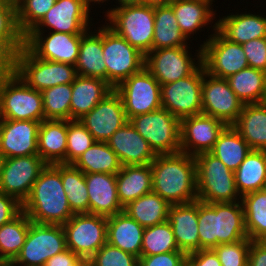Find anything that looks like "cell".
I'll return each instance as SVG.
<instances>
[{
  "label": "cell",
  "mask_w": 266,
  "mask_h": 266,
  "mask_svg": "<svg viewBox=\"0 0 266 266\" xmlns=\"http://www.w3.org/2000/svg\"><path fill=\"white\" fill-rule=\"evenodd\" d=\"M151 165L152 192L170 205L198 200L196 161L183 152L159 154Z\"/></svg>",
  "instance_id": "obj_1"
},
{
  "label": "cell",
  "mask_w": 266,
  "mask_h": 266,
  "mask_svg": "<svg viewBox=\"0 0 266 266\" xmlns=\"http://www.w3.org/2000/svg\"><path fill=\"white\" fill-rule=\"evenodd\" d=\"M22 211L32 222L63 225L73 215L62 186L60 164H47L33 184Z\"/></svg>",
  "instance_id": "obj_2"
},
{
  "label": "cell",
  "mask_w": 266,
  "mask_h": 266,
  "mask_svg": "<svg viewBox=\"0 0 266 266\" xmlns=\"http://www.w3.org/2000/svg\"><path fill=\"white\" fill-rule=\"evenodd\" d=\"M198 234L200 250L249 239L242 202L205 203L198 200Z\"/></svg>",
  "instance_id": "obj_3"
},
{
  "label": "cell",
  "mask_w": 266,
  "mask_h": 266,
  "mask_svg": "<svg viewBox=\"0 0 266 266\" xmlns=\"http://www.w3.org/2000/svg\"><path fill=\"white\" fill-rule=\"evenodd\" d=\"M0 119L45 120L41 92L30 88L14 71L0 74Z\"/></svg>",
  "instance_id": "obj_4"
},
{
  "label": "cell",
  "mask_w": 266,
  "mask_h": 266,
  "mask_svg": "<svg viewBox=\"0 0 266 266\" xmlns=\"http://www.w3.org/2000/svg\"><path fill=\"white\" fill-rule=\"evenodd\" d=\"M194 158L199 201L205 203L241 201L233 171L211 152L197 154Z\"/></svg>",
  "instance_id": "obj_5"
},
{
  "label": "cell",
  "mask_w": 266,
  "mask_h": 266,
  "mask_svg": "<svg viewBox=\"0 0 266 266\" xmlns=\"http://www.w3.org/2000/svg\"><path fill=\"white\" fill-rule=\"evenodd\" d=\"M105 22L118 35L145 56L152 51L154 7L144 4L106 10Z\"/></svg>",
  "instance_id": "obj_6"
},
{
  "label": "cell",
  "mask_w": 266,
  "mask_h": 266,
  "mask_svg": "<svg viewBox=\"0 0 266 266\" xmlns=\"http://www.w3.org/2000/svg\"><path fill=\"white\" fill-rule=\"evenodd\" d=\"M14 72L30 87L42 92L61 84L74 82L75 65L42 60L26 46L15 54Z\"/></svg>",
  "instance_id": "obj_7"
},
{
  "label": "cell",
  "mask_w": 266,
  "mask_h": 266,
  "mask_svg": "<svg viewBox=\"0 0 266 266\" xmlns=\"http://www.w3.org/2000/svg\"><path fill=\"white\" fill-rule=\"evenodd\" d=\"M129 122L157 155L181 152L180 120L164 108L136 115Z\"/></svg>",
  "instance_id": "obj_8"
},
{
  "label": "cell",
  "mask_w": 266,
  "mask_h": 266,
  "mask_svg": "<svg viewBox=\"0 0 266 266\" xmlns=\"http://www.w3.org/2000/svg\"><path fill=\"white\" fill-rule=\"evenodd\" d=\"M67 249L62 225L40 224L30 220L28 233L13 266H44L54 255Z\"/></svg>",
  "instance_id": "obj_9"
},
{
  "label": "cell",
  "mask_w": 266,
  "mask_h": 266,
  "mask_svg": "<svg viewBox=\"0 0 266 266\" xmlns=\"http://www.w3.org/2000/svg\"><path fill=\"white\" fill-rule=\"evenodd\" d=\"M102 26L107 82L115 89L122 81L145 67V55L108 25Z\"/></svg>",
  "instance_id": "obj_10"
},
{
  "label": "cell",
  "mask_w": 266,
  "mask_h": 266,
  "mask_svg": "<svg viewBox=\"0 0 266 266\" xmlns=\"http://www.w3.org/2000/svg\"><path fill=\"white\" fill-rule=\"evenodd\" d=\"M213 33L203 41L202 64L207 73L218 78H228L249 67L241 44L226 39L218 30L217 22L212 26Z\"/></svg>",
  "instance_id": "obj_11"
},
{
  "label": "cell",
  "mask_w": 266,
  "mask_h": 266,
  "mask_svg": "<svg viewBox=\"0 0 266 266\" xmlns=\"http://www.w3.org/2000/svg\"><path fill=\"white\" fill-rule=\"evenodd\" d=\"M189 50L190 46L152 50L145 56V68L160 85L187 77L202 65V47L196 50L194 59Z\"/></svg>",
  "instance_id": "obj_12"
},
{
  "label": "cell",
  "mask_w": 266,
  "mask_h": 266,
  "mask_svg": "<svg viewBox=\"0 0 266 266\" xmlns=\"http://www.w3.org/2000/svg\"><path fill=\"white\" fill-rule=\"evenodd\" d=\"M62 226L67 248L87 261L107 243L105 216L90 213L74 214Z\"/></svg>",
  "instance_id": "obj_13"
},
{
  "label": "cell",
  "mask_w": 266,
  "mask_h": 266,
  "mask_svg": "<svg viewBox=\"0 0 266 266\" xmlns=\"http://www.w3.org/2000/svg\"><path fill=\"white\" fill-rule=\"evenodd\" d=\"M115 90L122 98L128 120L162 107L161 85L145 67L122 81Z\"/></svg>",
  "instance_id": "obj_14"
},
{
  "label": "cell",
  "mask_w": 266,
  "mask_h": 266,
  "mask_svg": "<svg viewBox=\"0 0 266 266\" xmlns=\"http://www.w3.org/2000/svg\"><path fill=\"white\" fill-rule=\"evenodd\" d=\"M203 64L191 75L161 85L162 108L179 120L202 114Z\"/></svg>",
  "instance_id": "obj_15"
},
{
  "label": "cell",
  "mask_w": 266,
  "mask_h": 266,
  "mask_svg": "<svg viewBox=\"0 0 266 266\" xmlns=\"http://www.w3.org/2000/svg\"><path fill=\"white\" fill-rule=\"evenodd\" d=\"M244 103L236 96L225 78L206 72L203 65L202 114L219 119L232 126L242 111Z\"/></svg>",
  "instance_id": "obj_16"
},
{
  "label": "cell",
  "mask_w": 266,
  "mask_h": 266,
  "mask_svg": "<svg viewBox=\"0 0 266 266\" xmlns=\"http://www.w3.org/2000/svg\"><path fill=\"white\" fill-rule=\"evenodd\" d=\"M46 166L39 155L6 158L0 174V192L15 197L23 204Z\"/></svg>",
  "instance_id": "obj_17"
},
{
  "label": "cell",
  "mask_w": 266,
  "mask_h": 266,
  "mask_svg": "<svg viewBox=\"0 0 266 266\" xmlns=\"http://www.w3.org/2000/svg\"><path fill=\"white\" fill-rule=\"evenodd\" d=\"M78 121L92 134L96 142H107L129 120L120 94L113 89Z\"/></svg>",
  "instance_id": "obj_18"
},
{
  "label": "cell",
  "mask_w": 266,
  "mask_h": 266,
  "mask_svg": "<svg viewBox=\"0 0 266 266\" xmlns=\"http://www.w3.org/2000/svg\"><path fill=\"white\" fill-rule=\"evenodd\" d=\"M48 33L46 36L44 32L27 33L25 35V46L42 60L75 65L83 34L50 31Z\"/></svg>",
  "instance_id": "obj_19"
},
{
  "label": "cell",
  "mask_w": 266,
  "mask_h": 266,
  "mask_svg": "<svg viewBox=\"0 0 266 266\" xmlns=\"http://www.w3.org/2000/svg\"><path fill=\"white\" fill-rule=\"evenodd\" d=\"M90 12L85 7L84 0H56L30 32L45 33L44 27H46L48 31L52 32L84 34L92 26Z\"/></svg>",
  "instance_id": "obj_20"
},
{
  "label": "cell",
  "mask_w": 266,
  "mask_h": 266,
  "mask_svg": "<svg viewBox=\"0 0 266 266\" xmlns=\"http://www.w3.org/2000/svg\"><path fill=\"white\" fill-rule=\"evenodd\" d=\"M226 127L227 125L219 119L204 114L181 119V152L191 156L210 152Z\"/></svg>",
  "instance_id": "obj_21"
},
{
  "label": "cell",
  "mask_w": 266,
  "mask_h": 266,
  "mask_svg": "<svg viewBox=\"0 0 266 266\" xmlns=\"http://www.w3.org/2000/svg\"><path fill=\"white\" fill-rule=\"evenodd\" d=\"M40 123L0 119V152L6 158L38 155Z\"/></svg>",
  "instance_id": "obj_22"
},
{
  "label": "cell",
  "mask_w": 266,
  "mask_h": 266,
  "mask_svg": "<svg viewBox=\"0 0 266 266\" xmlns=\"http://www.w3.org/2000/svg\"><path fill=\"white\" fill-rule=\"evenodd\" d=\"M107 144L117 155L122 166L148 165L157 156L129 121L109 138Z\"/></svg>",
  "instance_id": "obj_23"
},
{
  "label": "cell",
  "mask_w": 266,
  "mask_h": 266,
  "mask_svg": "<svg viewBox=\"0 0 266 266\" xmlns=\"http://www.w3.org/2000/svg\"><path fill=\"white\" fill-rule=\"evenodd\" d=\"M24 46L15 0H0V74L14 71L15 54Z\"/></svg>",
  "instance_id": "obj_24"
},
{
  "label": "cell",
  "mask_w": 266,
  "mask_h": 266,
  "mask_svg": "<svg viewBox=\"0 0 266 266\" xmlns=\"http://www.w3.org/2000/svg\"><path fill=\"white\" fill-rule=\"evenodd\" d=\"M85 182L89 196V213L109 217L123 212L116 187V175L86 173Z\"/></svg>",
  "instance_id": "obj_25"
},
{
  "label": "cell",
  "mask_w": 266,
  "mask_h": 266,
  "mask_svg": "<svg viewBox=\"0 0 266 266\" xmlns=\"http://www.w3.org/2000/svg\"><path fill=\"white\" fill-rule=\"evenodd\" d=\"M180 251L186 255L200 250L198 200L169 207L168 219Z\"/></svg>",
  "instance_id": "obj_26"
},
{
  "label": "cell",
  "mask_w": 266,
  "mask_h": 266,
  "mask_svg": "<svg viewBox=\"0 0 266 266\" xmlns=\"http://www.w3.org/2000/svg\"><path fill=\"white\" fill-rule=\"evenodd\" d=\"M113 89L105 80L77 74L72 83L70 120L81 119Z\"/></svg>",
  "instance_id": "obj_27"
},
{
  "label": "cell",
  "mask_w": 266,
  "mask_h": 266,
  "mask_svg": "<svg viewBox=\"0 0 266 266\" xmlns=\"http://www.w3.org/2000/svg\"><path fill=\"white\" fill-rule=\"evenodd\" d=\"M231 14V15H230ZM217 20V30L228 40L243 44L253 39L266 37V16L239 12Z\"/></svg>",
  "instance_id": "obj_28"
},
{
  "label": "cell",
  "mask_w": 266,
  "mask_h": 266,
  "mask_svg": "<svg viewBox=\"0 0 266 266\" xmlns=\"http://www.w3.org/2000/svg\"><path fill=\"white\" fill-rule=\"evenodd\" d=\"M94 31L88 29L81 36L79 55L75 64L76 73L107 82V70L103 58V27H98Z\"/></svg>",
  "instance_id": "obj_29"
},
{
  "label": "cell",
  "mask_w": 266,
  "mask_h": 266,
  "mask_svg": "<svg viewBox=\"0 0 266 266\" xmlns=\"http://www.w3.org/2000/svg\"><path fill=\"white\" fill-rule=\"evenodd\" d=\"M144 229L124 211L109 216L107 217V243L139 258Z\"/></svg>",
  "instance_id": "obj_30"
},
{
  "label": "cell",
  "mask_w": 266,
  "mask_h": 266,
  "mask_svg": "<svg viewBox=\"0 0 266 266\" xmlns=\"http://www.w3.org/2000/svg\"><path fill=\"white\" fill-rule=\"evenodd\" d=\"M67 120H43L38 130V155L47 164H66Z\"/></svg>",
  "instance_id": "obj_31"
},
{
  "label": "cell",
  "mask_w": 266,
  "mask_h": 266,
  "mask_svg": "<svg viewBox=\"0 0 266 266\" xmlns=\"http://www.w3.org/2000/svg\"><path fill=\"white\" fill-rule=\"evenodd\" d=\"M214 0H173L170 5L178 22L181 32L189 40L190 35L202 30L201 28L213 23L215 19ZM211 7V8H210ZM210 22V23H209Z\"/></svg>",
  "instance_id": "obj_32"
},
{
  "label": "cell",
  "mask_w": 266,
  "mask_h": 266,
  "mask_svg": "<svg viewBox=\"0 0 266 266\" xmlns=\"http://www.w3.org/2000/svg\"><path fill=\"white\" fill-rule=\"evenodd\" d=\"M232 126L251 150L266 151V102L244 104Z\"/></svg>",
  "instance_id": "obj_33"
},
{
  "label": "cell",
  "mask_w": 266,
  "mask_h": 266,
  "mask_svg": "<svg viewBox=\"0 0 266 266\" xmlns=\"http://www.w3.org/2000/svg\"><path fill=\"white\" fill-rule=\"evenodd\" d=\"M116 187L119 201L123 207L152 192L151 165L122 166L116 174Z\"/></svg>",
  "instance_id": "obj_34"
},
{
  "label": "cell",
  "mask_w": 266,
  "mask_h": 266,
  "mask_svg": "<svg viewBox=\"0 0 266 266\" xmlns=\"http://www.w3.org/2000/svg\"><path fill=\"white\" fill-rule=\"evenodd\" d=\"M187 41L180 30L172 6H155L152 50L188 46L190 44Z\"/></svg>",
  "instance_id": "obj_35"
},
{
  "label": "cell",
  "mask_w": 266,
  "mask_h": 266,
  "mask_svg": "<svg viewBox=\"0 0 266 266\" xmlns=\"http://www.w3.org/2000/svg\"><path fill=\"white\" fill-rule=\"evenodd\" d=\"M170 206L160 195L150 192L129 202L123 211L146 228L167 221Z\"/></svg>",
  "instance_id": "obj_36"
},
{
  "label": "cell",
  "mask_w": 266,
  "mask_h": 266,
  "mask_svg": "<svg viewBox=\"0 0 266 266\" xmlns=\"http://www.w3.org/2000/svg\"><path fill=\"white\" fill-rule=\"evenodd\" d=\"M230 88L244 104L266 102V72L247 67L226 78Z\"/></svg>",
  "instance_id": "obj_37"
},
{
  "label": "cell",
  "mask_w": 266,
  "mask_h": 266,
  "mask_svg": "<svg viewBox=\"0 0 266 266\" xmlns=\"http://www.w3.org/2000/svg\"><path fill=\"white\" fill-rule=\"evenodd\" d=\"M234 178L241 197L262 190L266 183V151L252 150L234 172Z\"/></svg>",
  "instance_id": "obj_38"
},
{
  "label": "cell",
  "mask_w": 266,
  "mask_h": 266,
  "mask_svg": "<svg viewBox=\"0 0 266 266\" xmlns=\"http://www.w3.org/2000/svg\"><path fill=\"white\" fill-rule=\"evenodd\" d=\"M251 151L248 143L234 127L227 126L219 135L218 140L210 152L229 170L235 172Z\"/></svg>",
  "instance_id": "obj_39"
},
{
  "label": "cell",
  "mask_w": 266,
  "mask_h": 266,
  "mask_svg": "<svg viewBox=\"0 0 266 266\" xmlns=\"http://www.w3.org/2000/svg\"><path fill=\"white\" fill-rule=\"evenodd\" d=\"M72 165L84 174L109 173L116 175L122 167L117 155L107 142L94 143Z\"/></svg>",
  "instance_id": "obj_40"
},
{
  "label": "cell",
  "mask_w": 266,
  "mask_h": 266,
  "mask_svg": "<svg viewBox=\"0 0 266 266\" xmlns=\"http://www.w3.org/2000/svg\"><path fill=\"white\" fill-rule=\"evenodd\" d=\"M30 226L29 217L21 211L0 227V262L11 263L24 245Z\"/></svg>",
  "instance_id": "obj_41"
},
{
  "label": "cell",
  "mask_w": 266,
  "mask_h": 266,
  "mask_svg": "<svg viewBox=\"0 0 266 266\" xmlns=\"http://www.w3.org/2000/svg\"><path fill=\"white\" fill-rule=\"evenodd\" d=\"M60 174L72 212L89 213V196L84 173L72 164H60Z\"/></svg>",
  "instance_id": "obj_42"
},
{
  "label": "cell",
  "mask_w": 266,
  "mask_h": 266,
  "mask_svg": "<svg viewBox=\"0 0 266 266\" xmlns=\"http://www.w3.org/2000/svg\"><path fill=\"white\" fill-rule=\"evenodd\" d=\"M245 227L250 240L266 239V193L263 190L247 193L241 197Z\"/></svg>",
  "instance_id": "obj_43"
},
{
  "label": "cell",
  "mask_w": 266,
  "mask_h": 266,
  "mask_svg": "<svg viewBox=\"0 0 266 266\" xmlns=\"http://www.w3.org/2000/svg\"><path fill=\"white\" fill-rule=\"evenodd\" d=\"M173 251L180 250L168 221L144 229L141 256H152Z\"/></svg>",
  "instance_id": "obj_44"
},
{
  "label": "cell",
  "mask_w": 266,
  "mask_h": 266,
  "mask_svg": "<svg viewBox=\"0 0 266 266\" xmlns=\"http://www.w3.org/2000/svg\"><path fill=\"white\" fill-rule=\"evenodd\" d=\"M41 94L45 120H70L72 83L53 86Z\"/></svg>",
  "instance_id": "obj_45"
},
{
  "label": "cell",
  "mask_w": 266,
  "mask_h": 266,
  "mask_svg": "<svg viewBox=\"0 0 266 266\" xmlns=\"http://www.w3.org/2000/svg\"><path fill=\"white\" fill-rule=\"evenodd\" d=\"M56 0H15L17 23L20 31L26 35L46 15Z\"/></svg>",
  "instance_id": "obj_46"
},
{
  "label": "cell",
  "mask_w": 266,
  "mask_h": 266,
  "mask_svg": "<svg viewBox=\"0 0 266 266\" xmlns=\"http://www.w3.org/2000/svg\"><path fill=\"white\" fill-rule=\"evenodd\" d=\"M96 140L78 121L68 120L66 164H73Z\"/></svg>",
  "instance_id": "obj_47"
},
{
  "label": "cell",
  "mask_w": 266,
  "mask_h": 266,
  "mask_svg": "<svg viewBox=\"0 0 266 266\" xmlns=\"http://www.w3.org/2000/svg\"><path fill=\"white\" fill-rule=\"evenodd\" d=\"M88 266H138V258L105 243L89 260Z\"/></svg>",
  "instance_id": "obj_48"
},
{
  "label": "cell",
  "mask_w": 266,
  "mask_h": 266,
  "mask_svg": "<svg viewBox=\"0 0 266 266\" xmlns=\"http://www.w3.org/2000/svg\"><path fill=\"white\" fill-rule=\"evenodd\" d=\"M250 244V239H242L234 243L219 244L213 250L221 266H248Z\"/></svg>",
  "instance_id": "obj_49"
},
{
  "label": "cell",
  "mask_w": 266,
  "mask_h": 266,
  "mask_svg": "<svg viewBox=\"0 0 266 266\" xmlns=\"http://www.w3.org/2000/svg\"><path fill=\"white\" fill-rule=\"evenodd\" d=\"M249 67L266 72V37L242 44Z\"/></svg>",
  "instance_id": "obj_50"
},
{
  "label": "cell",
  "mask_w": 266,
  "mask_h": 266,
  "mask_svg": "<svg viewBox=\"0 0 266 266\" xmlns=\"http://www.w3.org/2000/svg\"><path fill=\"white\" fill-rule=\"evenodd\" d=\"M187 255L182 251H173L152 256H140L138 266H183Z\"/></svg>",
  "instance_id": "obj_51"
},
{
  "label": "cell",
  "mask_w": 266,
  "mask_h": 266,
  "mask_svg": "<svg viewBox=\"0 0 266 266\" xmlns=\"http://www.w3.org/2000/svg\"><path fill=\"white\" fill-rule=\"evenodd\" d=\"M22 211V204L13 196L0 192V227Z\"/></svg>",
  "instance_id": "obj_52"
},
{
  "label": "cell",
  "mask_w": 266,
  "mask_h": 266,
  "mask_svg": "<svg viewBox=\"0 0 266 266\" xmlns=\"http://www.w3.org/2000/svg\"><path fill=\"white\" fill-rule=\"evenodd\" d=\"M187 262L191 266H221L213 249H201L187 254Z\"/></svg>",
  "instance_id": "obj_53"
},
{
  "label": "cell",
  "mask_w": 266,
  "mask_h": 266,
  "mask_svg": "<svg viewBox=\"0 0 266 266\" xmlns=\"http://www.w3.org/2000/svg\"><path fill=\"white\" fill-rule=\"evenodd\" d=\"M44 266H88V261L67 248L47 260Z\"/></svg>",
  "instance_id": "obj_54"
},
{
  "label": "cell",
  "mask_w": 266,
  "mask_h": 266,
  "mask_svg": "<svg viewBox=\"0 0 266 266\" xmlns=\"http://www.w3.org/2000/svg\"><path fill=\"white\" fill-rule=\"evenodd\" d=\"M248 266H266V242L264 240H251Z\"/></svg>",
  "instance_id": "obj_55"
},
{
  "label": "cell",
  "mask_w": 266,
  "mask_h": 266,
  "mask_svg": "<svg viewBox=\"0 0 266 266\" xmlns=\"http://www.w3.org/2000/svg\"><path fill=\"white\" fill-rule=\"evenodd\" d=\"M173 0H141V4L148 6L169 5Z\"/></svg>",
  "instance_id": "obj_56"
},
{
  "label": "cell",
  "mask_w": 266,
  "mask_h": 266,
  "mask_svg": "<svg viewBox=\"0 0 266 266\" xmlns=\"http://www.w3.org/2000/svg\"><path fill=\"white\" fill-rule=\"evenodd\" d=\"M116 1H118L117 3L119 5V6H115L116 8L141 4V0H116Z\"/></svg>",
  "instance_id": "obj_57"
},
{
  "label": "cell",
  "mask_w": 266,
  "mask_h": 266,
  "mask_svg": "<svg viewBox=\"0 0 266 266\" xmlns=\"http://www.w3.org/2000/svg\"><path fill=\"white\" fill-rule=\"evenodd\" d=\"M105 1H109V0H84V3H85V7L90 11L91 3L94 5V3L97 2L99 5H101L100 3H104Z\"/></svg>",
  "instance_id": "obj_58"
},
{
  "label": "cell",
  "mask_w": 266,
  "mask_h": 266,
  "mask_svg": "<svg viewBox=\"0 0 266 266\" xmlns=\"http://www.w3.org/2000/svg\"><path fill=\"white\" fill-rule=\"evenodd\" d=\"M6 157L0 152V174L2 172Z\"/></svg>",
  "instance_id": "obj_59"
},
{
  "label": "cell",
  "mask_w": 266,
  "mask_h": 266,
  "mask_svg": "<svg viewBox=\"0 0 266 266\" xmlns=\"http://www.w3.org/2000/svg\"><path fill=\"white\" fill-rule=\"evenodd\" d=\"M2 266H13L11 263H3Z\"/></svg>",
  "instance_id": "obj_60"
},
{
  "label": "cell",
  "mask_w": 266,
  "mask_h": 266,
  "mask_svg": "<svg viewBox=\"0 0 266 266\" xmlns=\"http://www.w3.org/2000/svg\"><path fill=\"white\" fill-rule=\"evenodd\" d=\"M265 193H266V183L265 185L263 186V189H262Z\"/></svg>",
  "instance_id": "obj_61"
},
{
  "label": "cell",
  "mask_w": 266,
  "mask_h": 266,
  "mask_svg": "<svg viewBox=\"0 0 266 266\" xmlns=\"http://www.w3.org/2000/svg\"><path fill=\"white\" fill-rule=\"evenodd\" d=\"M183 266H191L187 261Z\"/></svg>",
  "instance_id": "obj_62"
}]
</instances>
